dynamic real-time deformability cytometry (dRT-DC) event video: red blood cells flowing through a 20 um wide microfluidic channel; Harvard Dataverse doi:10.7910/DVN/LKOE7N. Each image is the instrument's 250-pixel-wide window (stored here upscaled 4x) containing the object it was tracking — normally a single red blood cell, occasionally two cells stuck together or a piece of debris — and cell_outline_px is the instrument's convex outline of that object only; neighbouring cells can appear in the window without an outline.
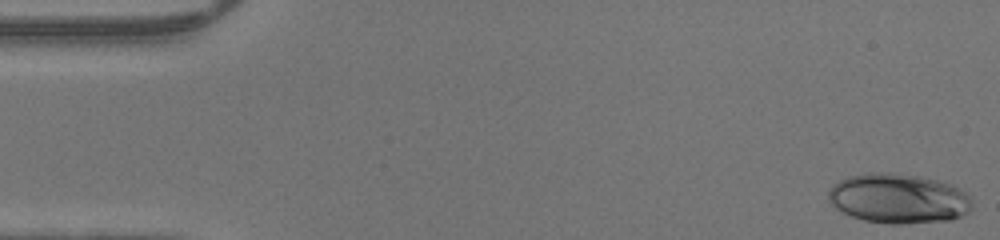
{"species": "human", "species_latin": "Homo sapiens", "temperature_condition": "warm", "stored_images_in_passage": 47, "camera_frame_rate_fps": 3000, "um_per_image_px": 0.085, "donor": {"sex": "male"}, "frame": {"image": 1, "passage_image": 1, "time_ms": 0.0, "image_size_px": [1000, 240], "cell_outline_px": [[972, 208], [968, 212], [952, 220], [900, 224], [888, 224], [864, 220], [852, 216], [836, 208], [828, 200], [828, 192], [832, 184], [848, 176], [868, 172], [892, 172], [920, 176], [952, 184], [972, 196]], "centroid_in_image_um": [76.38, 16.86], "position_along_channel_um": 8.6, "area_um2": 42.08}}
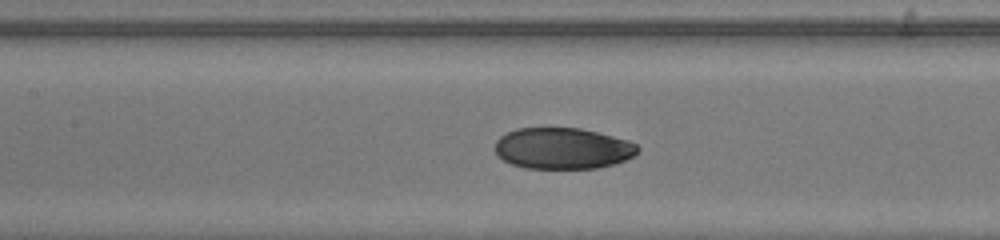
{"frame": {"image": 2, "passage_image": 21, "time_ms": 6.667, "image_size_px": [1000, 240], "cell_outline_px": [[640, 148], [632, 156], [624, 160], [612, 164], [596, 168], [524, 168], [512, 164], [496, 156], [492, 148], [496, 140], [500, 136], [516, 128], [580, 128], [628, 140], [636, 144]], "centroid_in_image_um": [47.76, 12.61], "position_along_channel_um": 159.6, "area_um2": 34.33}}
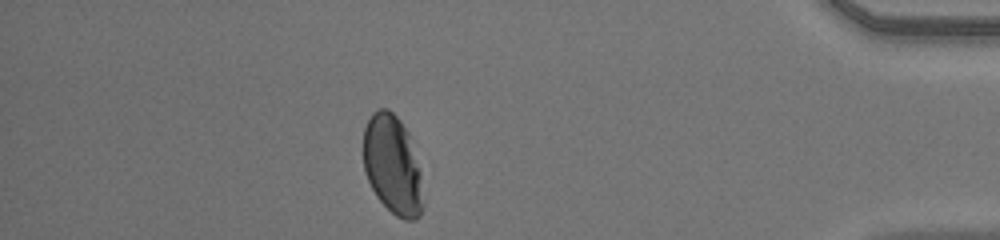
{"frame": {"image": 3, "passage_image": 41, "time_ms": 13.333, "image_size_px": [1000, 240], "cell_outline_px": [[424, 208], [420, 216], [416, 220], [404, 220], [396, 216], [376, 196], [364, 172], [364, 128], [372, 112], [380, 108], [388, 108], [400, 120], [408, 132], [420, 172], [424, 200]], "centroid_in_image_um": [33.38, 14.04], "position_along_channel_um": 401.8, "area_um2": 34.56}}